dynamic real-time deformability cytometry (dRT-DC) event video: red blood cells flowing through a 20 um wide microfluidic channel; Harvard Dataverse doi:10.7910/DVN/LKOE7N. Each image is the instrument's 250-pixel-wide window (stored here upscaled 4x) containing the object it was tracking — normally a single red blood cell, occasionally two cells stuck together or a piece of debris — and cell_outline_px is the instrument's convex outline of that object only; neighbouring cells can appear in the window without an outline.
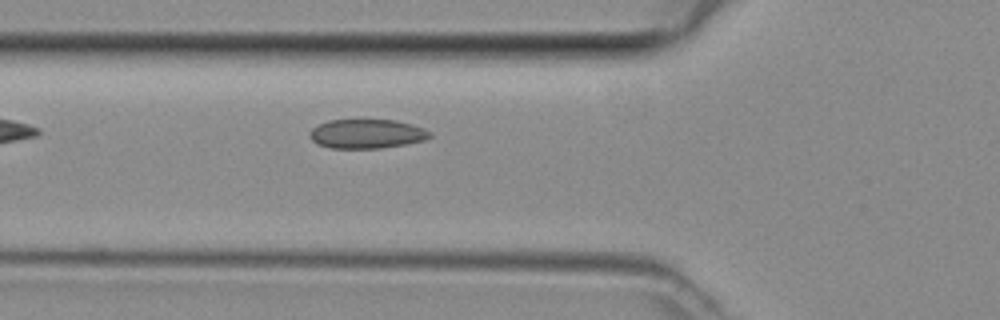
{"species": "common noctule bat (a hibernating species)", "species_latin": "Nyctalus noctula", "temperature_condition": "room temperature", "stored_images_in_passage": 3, "camera_frame_rate_fps": 3000, "um_per_image_px": 0.085, "animal": {"sex": "female", "body_mass_g": 29.2, "forearm_length_mm": 56.3}, "frame": {"image": 1, "passage_image": 3, "time_ms": 0.667, "image_size_px": [1000, 320], "cell_outline_px": [[432, 136], [424, 140], [404, 144], [380, 148], [332, 148], [316, 144], [308, 136], [308, 132], [312, 128], [328, 120], [396, 120], [412, 124], [424, 128], [432, 132]], "centroid_in_image_um": [31.16, 11.37], "position_along_channel_um": 94.6, "area_um2": 20.52}}